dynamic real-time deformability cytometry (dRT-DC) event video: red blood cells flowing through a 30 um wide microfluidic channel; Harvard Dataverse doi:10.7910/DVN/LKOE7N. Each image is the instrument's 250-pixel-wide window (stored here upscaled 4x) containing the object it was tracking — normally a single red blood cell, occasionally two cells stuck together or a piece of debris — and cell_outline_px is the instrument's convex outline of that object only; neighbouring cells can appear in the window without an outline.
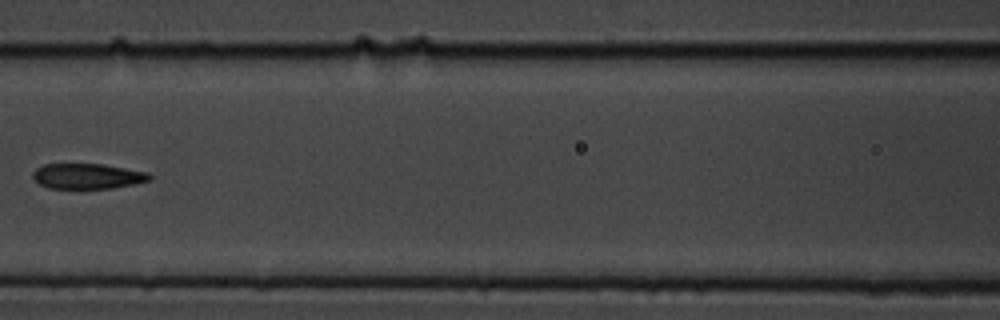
{"species": "common noctule bat (a hibernating species)", "species_latin": "Nyctalus noctula", "temperature_condition": "cold", "stored_images_in_passage": 15, "camera_frame_rate_fps": 3000, "um_per_image_px": 0.085, "animal": {"sex": "male", "body_mass_g": 19.5, "forearm_length_mm": 54.6}, "frame": {"image": 1, "passage_image": 7, "time_ms": 2.0, "image_size_px": [1000, 320], "cell_outline_px": [[152, 180], [136, 184], [112, 188], [48, 188], [40, 184], [32, 176], [32, 172], [36, 168], [44, 164], [104, 164], [148, 172], [152, 176]], "centroid_in_image_um": [7.48, 14.97], "position_along_channel_um": 159.1, "area_um2": 17.34}}
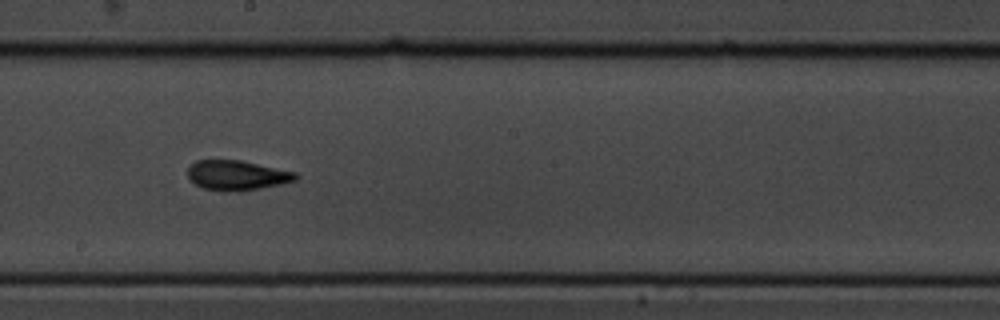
{"frame": {"image": 2, "passage_image": 9, "time_ms": 2.667, "image_size_px": [1000, 320], "cell_outline_px": [[300, 176], [296, 180], [280, 184], [240, 192], [220, 192], [204, 188], [188, 180], [188, 168], [196, 160], [240, 160], [296, 172]], "centroid_in_image_um": [20.13, 14.92], "position_along_channel_um": 228.1, "area_um2": 18.96}}
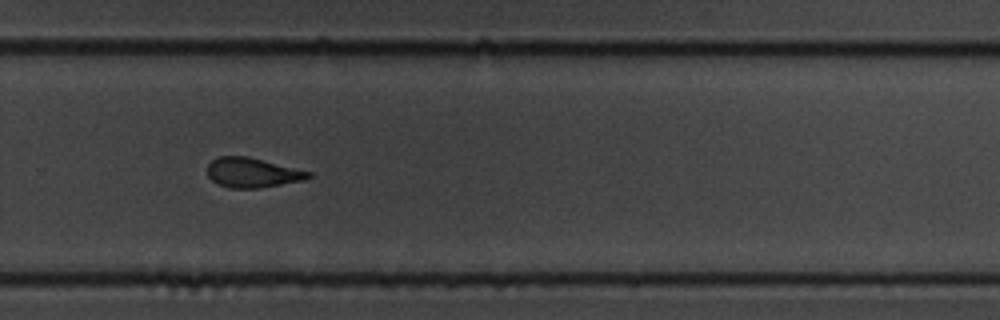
{"frame": {"image": 3, "passage_image": 11, "time_ms": 3.333, "image_size_px": [1000, 320], "cell_outline_px": [[312, 176], [304, 180], [260, 188], [228, 188], [212, 180], [208, 176], [208, 164], [212, 160], [220, 156], [248, 156], [312, 172]], "centroid_in_image_um": [21.46, 14.67], "position_along_channel_um": 308.3, "area_um2": 17.46}}